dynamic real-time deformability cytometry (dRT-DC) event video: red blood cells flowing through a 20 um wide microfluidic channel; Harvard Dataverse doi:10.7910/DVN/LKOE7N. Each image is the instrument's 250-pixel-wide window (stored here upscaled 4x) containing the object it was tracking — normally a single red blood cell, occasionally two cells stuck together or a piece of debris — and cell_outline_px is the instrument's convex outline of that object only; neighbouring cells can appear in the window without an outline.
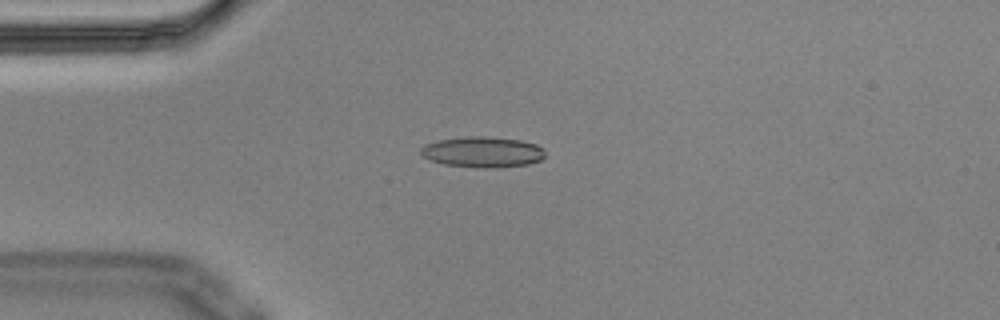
{"species": "Egyptian fruit bat (a non-hibernating species)", "species_latin": "Rousettus aegyptiacus", "temperature_condition": "cold", "stored_images_in_passage": 6, "camera_frame_rate_fps": 3000, "um_per_image_px": 0.085, "animal": {"sex": "male"}, "frame": {"image": 1, "passage_image": 1, "time_ms": 0.0, "image_size_px": [1000, 320], "cell_outline_px": [[544, 156], [540, 160], [528, 164], [496, 168], [484, 168], [444, 164], [428, 160], [420, 156], [420, 148], [424, 144], [440, 140], [472, 136], [484, 136], [520, 140], [536, 144], [544, 148]], "centroid_in_image_um": [41.0, 12.93], "position_along_channel_um": 44.0, "area_um2": 22.31}}
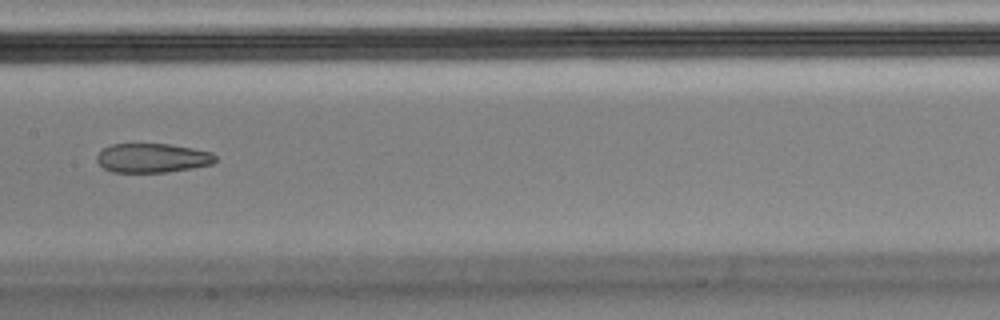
{"frame": {"image": 2, "passage_image": 5, "time_ms": 1.333, "image_size_px": [1000, 320], "cell_outline_px": [[216, 160], [212, 164], [192, 168], [164, 172], [112, 172], [104, 168], [96, 160], [96, 156], [104, 148], [112, 144], [168, 144], [192, 148], [212, 152], [216, 156]], "centroid_in_image_um": [12.95, 13.43], "position_along_channel_um": 194.4, "area_um2": 20.06}}
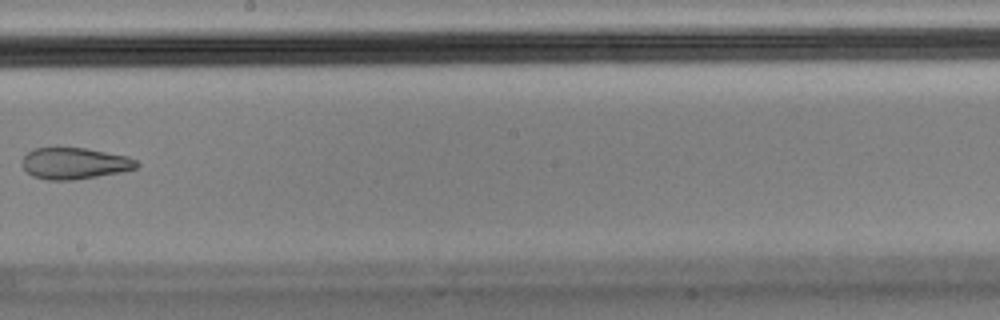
{"frame": {"image": 3, "passage_image": 6, "time_ms": 1.667, "image_size_px": [1000, 320], "cell_outline_px": [[140, 164], [136, 168], [120, 172], [72, 180], [48, 180], [32, 176], [24, 168], [20, 160], [28, 152], [36, 148], [56, 144], [84, 148], [128, 156], [136, 160]], "centroid_in_image_um": [6.28, 13.84], "position_along_channel_um": 241.9, "area_um2": 21.5}}